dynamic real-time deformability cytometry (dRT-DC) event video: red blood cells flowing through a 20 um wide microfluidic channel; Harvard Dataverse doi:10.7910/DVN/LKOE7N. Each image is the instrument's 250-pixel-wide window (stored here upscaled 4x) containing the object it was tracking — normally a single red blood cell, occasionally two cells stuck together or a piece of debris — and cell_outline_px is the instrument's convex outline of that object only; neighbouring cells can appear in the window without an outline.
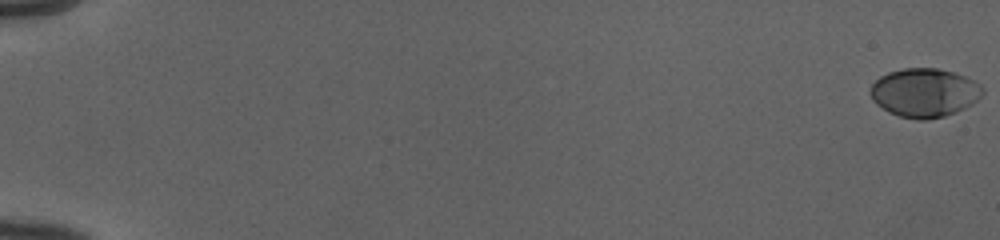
{"species": "human", "species_latin": "Homo sapiens", "temperature_condition": "cold", "stored_images_in_passage": 54, "camera_frame_rate_fps": 3000, "um_per_image_px": 0.085, "donor": {"sex": "female"}, "frame": {"image": 1, "passage_image": 1, "time_ms": 0.0, "image_size_px": [1000, 240], "cell_outline_px": [[984, 92], [972, 104], [956, 112], [944, 116], [928, 120], [920, 120], [900, 116], [888, 112], [876, 104], [872, 100], [872, 84], [880, 76], [888, 72], [904, 68], [936, 68], [952, 72], [964, 76], [980, 84], [984, 88]], "centroid_in_image_um": [78.58, 7.88], "position_along_channel_um": 6.4, "area_um2": 31.73}}
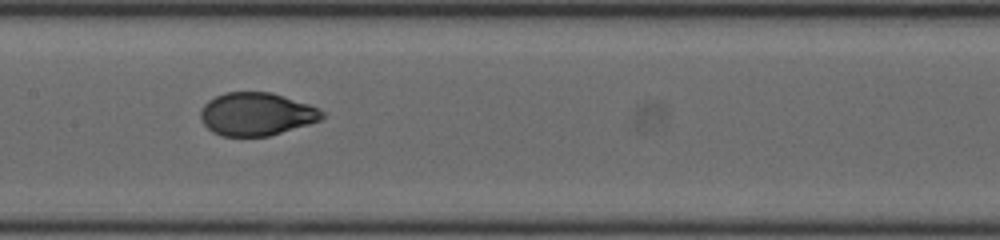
{"frame": {"image": 2, "passage_image": 30, "time_ms": 9.667, "image_size_px": [1000, 240], "cell_outline_px": [[324, 116], [320, 120], [308, 124], [268, 136], [220, 136], [212, 132], [200, 120], [200, 112], [204, 104], [208, 100], [224, 92], [272, 92], [308, 104], [324, 112]], "centroid_in_image_um": [21.75, 9.69], "position_along_channel_um": 185.6, "area_um2": 30.35}}
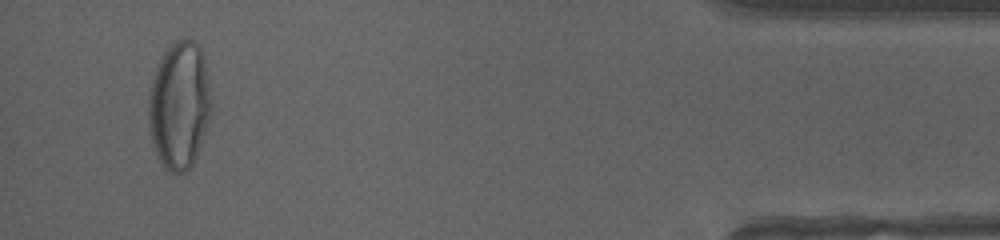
{"frame": {"image": 3, "passage_image": 52, "time_ms": 17.0, "image_size_px": [1000, 240], "cell_outline_px": [[212, 108], [196, 156], [192, 164], [184, 172], [172, 172], [164, 168], [152, 144], [148, 132], [148, 96], [152, 76], [156, 64], [164, 52], [176, 40], [192, 40], [200, 48], [204, 56], [212, 104]], "centroid_in_image_um": [15.21, 8.93], "position_along_channel_um": 420.0, "area_um2": 46.7}, "authors_computed_cell_mechanics": {"area_um2": 31.1253, "velocity_mm_per_s": 4.0002, "shape_relaxation_time_tau1_ms": 5.2441, "shape_relaxation_time_tau2_ms": null, "deformation_change_tau1": 0.2154, "deformation_change_tau2": null}}